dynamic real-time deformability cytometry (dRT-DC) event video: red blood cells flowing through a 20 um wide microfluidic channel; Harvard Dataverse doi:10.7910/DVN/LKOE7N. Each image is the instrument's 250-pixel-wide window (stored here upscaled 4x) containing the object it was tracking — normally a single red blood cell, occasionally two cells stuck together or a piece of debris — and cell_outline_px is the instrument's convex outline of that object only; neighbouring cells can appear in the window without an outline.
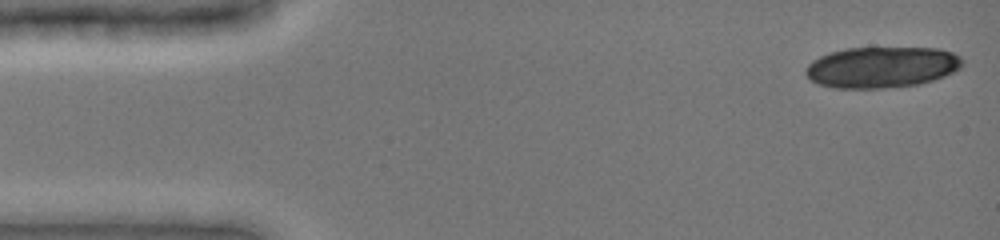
{"species": "common noctule bat (a hibernating species)", "species_latin": "Nyctalus noctula", "temperature_condition": "cold", "stored_images_in_passage": 13, "camera_frame_rate_fps": 3000, "um_per_image_px": 0.085, "animal": {"sex": "female", "body_mass_g": 19.0, "forearm_length_mm": 51.5}, "frame": {"image": 1, "passage_image": 1, "time_ms": 0.0, "image_size_px": [1000, 240], "cell_outline_px": [[964, 64], [960, 68], [944, 76], [920, 84], [880, 88], [836, 88], [820, 84], [812, 80], [804, 72], [808, 64], [812, 60], [828, 52], [848, 48], [940, 48], [952, 52], [960, 56], [964, 60]], "centroid_in_image_um": [74.96, 5.7], "position_along_channel_um": 10.0, "area_um2": 37.51}}